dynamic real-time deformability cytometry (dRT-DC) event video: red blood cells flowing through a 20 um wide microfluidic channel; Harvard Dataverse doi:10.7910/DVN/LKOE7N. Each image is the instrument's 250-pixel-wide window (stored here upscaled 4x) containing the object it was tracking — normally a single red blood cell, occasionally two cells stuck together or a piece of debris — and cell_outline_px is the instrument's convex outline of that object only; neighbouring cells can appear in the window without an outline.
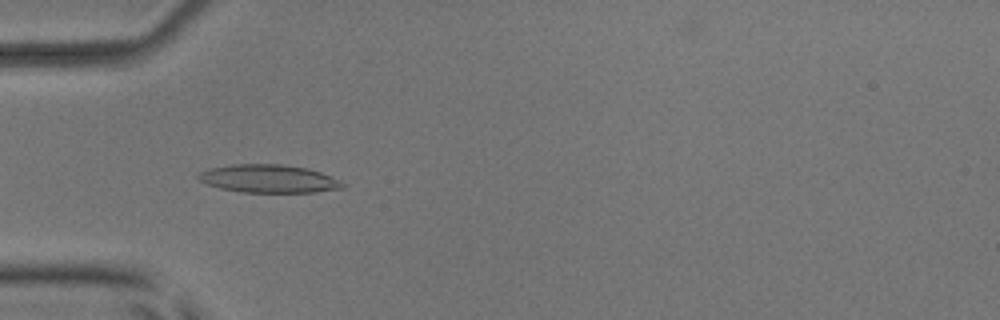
{"species": "common noctule bat (a hibernating species)", "species_latin": "Nyctalus noctula", "temperature_condition": "room temperature", "stored_images_in_passage": 48, "camera_frame_rate_fps": 3000, "um_per_image_px": 0.085, "animal": {"sex": "male", "body_mass_g": 17.9, "forearm_length_mm": 54.2}, "frame": {"image": 1, "passage_image": 13, "time_ms": 4.0, "image_size_px": [1000, 320], "cell_outline_px": [[344, 188], [316, 192], [244, 192], [220, 188], [208, 184], [200, 180], [196, 176], [200, 172], [208, 168], [232, 164], [284, 164], [308, 168], [320, 172], [344, 184]], "centroid_in_image_um": [22.8, 15.18], "position_along_channel_um": 62.2, "area_um2": 23.41}}
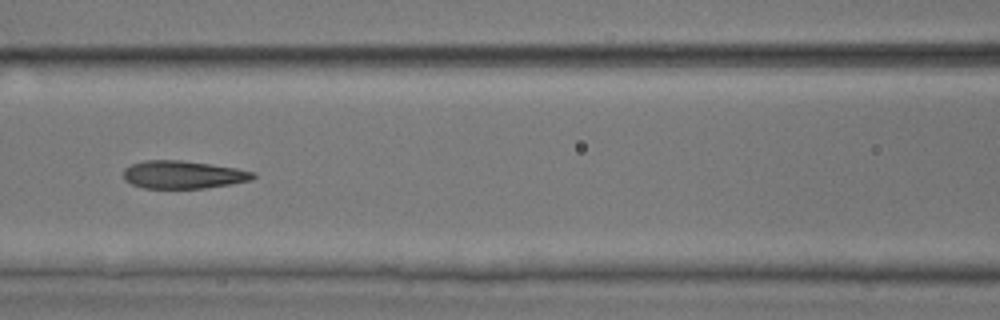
{"frame": {"image": 2, "passage_image": 20, "time_ms": 6.333, "image_size_px": [1000, 320], "cell_outline_px": [[256, 176], [252, 180], [204, 188], [144, 188], [132, 184], [124, 180], [124, 168], [132, 164], [144, 160], [180, 160], [236, 168], [252, 172]], "centroid_in_image_um": [15.52, 14.84], "position_along_channel_um": 151.1, "area_um2": 20.81}}
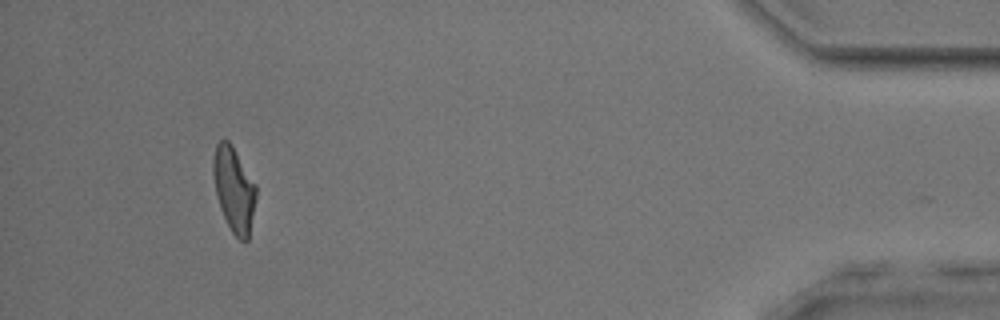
{"frame": {"image": 3, "passage_image": 45, "time_ms": 14.667, "image_size_px": [1000, 320], "cell_outline_px": [[256, 196], [248, 240], [244, 244], [232, 232], [220, 208], [216, 196], [212, 172], [212, 164], [216, 144], [220, 140], [228, 140], [232, 144], [256, 184]], "centroid_in_image_um": [19.88, 16.08], "position_along_channel_um": 415.3, "area_um2": 21.27}, "authors_computed_cell_mechanics": {"area_um2": 21.5016, "velocity_mm_per_s": 3.9454, "shape_relaxation_time_tau1_ms": 7.0696, "shape_relaxation_time_tau2_ms": 2.0448, "deformation_change_tau1": 0.217, "deformation_change_tau2": 0.1042}}